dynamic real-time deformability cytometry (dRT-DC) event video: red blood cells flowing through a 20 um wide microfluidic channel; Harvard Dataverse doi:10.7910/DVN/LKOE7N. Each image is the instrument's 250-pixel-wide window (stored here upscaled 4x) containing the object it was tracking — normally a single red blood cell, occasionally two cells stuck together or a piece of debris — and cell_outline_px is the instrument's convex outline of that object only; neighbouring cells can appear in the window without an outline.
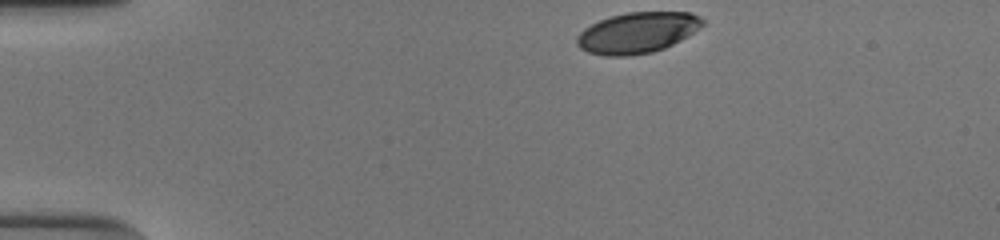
{"species": "human", "species_latin": "Homo sapiens", "temperature_condition": "cold", "stored_images_in_passage": 36, "camera_frame_rate_fps": 3000, "um_per_image_px": 0.085, "donor": {"sex": "male"}, "frame": {"image": 1, "passage_image": 1, "time_ms": 0.0, "image_size_px": [1000, 240], "cell_outline_px": [[704, 24], [680, 40], [664, 48], [652, 52], [628, 56], [604, 56], [588, 52], [580, 48], [576, 44], [576, 36], [584, 28], [600, 20], [612, 16], [628, 12], [688, 12], [700, 16], [704, 20]], "centroid_in_image_um": [54.14, 2.78], "position_along_channel_um": 30.9, "area_um2": 29.77}}
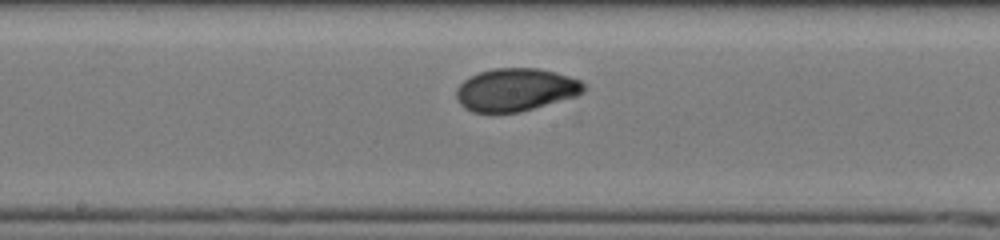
{"frame": {"image": 2, "passage_image": 20, "time_ms": 6.333, "image_size_px": [1000, 240], "cell_outline_px": [[584, 92], [576, 96], [520, 112], [472, 112], [464, 108], [456, 100], [456, 88], [464, 80], [480, 72], [496, 68], [536, 68], [556, 72], [580, 80], [584, 84]], "centroid_in_image_um": [43.82, 7.63], "position_along_channel_um": 204.4, "area_um2": 31.67}}
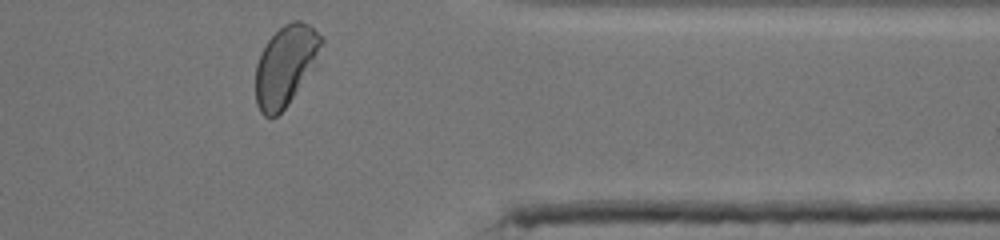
{"frame": {"image": 3, "passage_image": 35, "time_ms": 11.333, "image_size_px": [1000, 240], "cell_outline_px": [[324, 44], [292, 96], [284, 108], [276, 116], [264, 116], [260, 112], [256, 104], [256, 64], [260, 52], [268, 40], [284, 24], [292, 20], [300, 20], [308, 24], [324, 36]], "centroid_in_image_um": [24.23, 5.51], "position_along_channel_um": 387.2, "area_um2": 29.82}, "authors_computed_cell_mechanics": {"area_um2": 31.5299, "velocity_mm_per_s": 3.8553, "shape_relaxation_time_tau1_ms": 3.511, "shape_relaxation_time_tau2_ms": null, "deformation_change_tau1": 0.1583, "deformation_change_tau2": null}}